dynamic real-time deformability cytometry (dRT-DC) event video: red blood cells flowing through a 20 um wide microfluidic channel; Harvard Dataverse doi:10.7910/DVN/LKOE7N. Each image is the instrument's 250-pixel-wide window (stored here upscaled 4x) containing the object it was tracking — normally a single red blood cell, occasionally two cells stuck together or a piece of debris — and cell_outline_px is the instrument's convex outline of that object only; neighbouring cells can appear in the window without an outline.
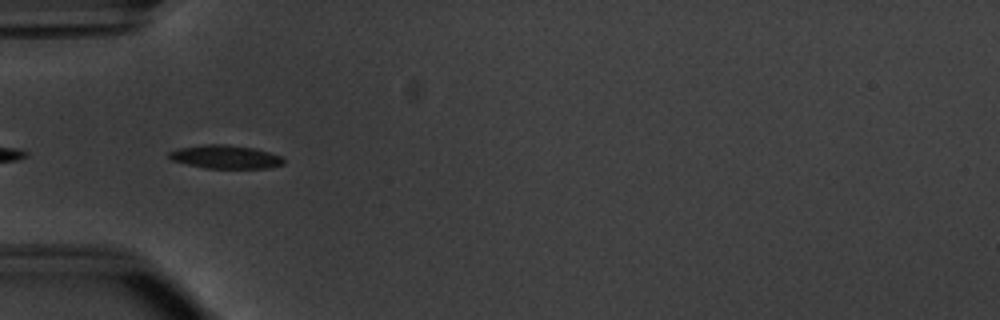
{"species": "common noctule bat (a hibernating species)", "species_latin": "Nyctalus noctula", "temperature_condition": "warm", "stored_images_in_passage": 4, "camera_frame_rate_fps": 3000, "um_per_image_px": 0.085, "animal": {"sex": "male", "body_mass_g": 20.1, "forearm_length_mm": 53.5}, "frame": {"image": 1, "passage_image": 2, "time_ms": 0.333, "image_size_px": [1000, 320], "cell_outline_px": [[284, 164], [268, 168], [204, 168], [172, 160], [168, 156], [168, 152], [180, 148], [204, 144], [224, 144], [252, 148], [284, 156]], "centroid_in_image_um": [19.18, 13.33], "position_along_channel_um": 65.8, "area_um2": 15.55}}